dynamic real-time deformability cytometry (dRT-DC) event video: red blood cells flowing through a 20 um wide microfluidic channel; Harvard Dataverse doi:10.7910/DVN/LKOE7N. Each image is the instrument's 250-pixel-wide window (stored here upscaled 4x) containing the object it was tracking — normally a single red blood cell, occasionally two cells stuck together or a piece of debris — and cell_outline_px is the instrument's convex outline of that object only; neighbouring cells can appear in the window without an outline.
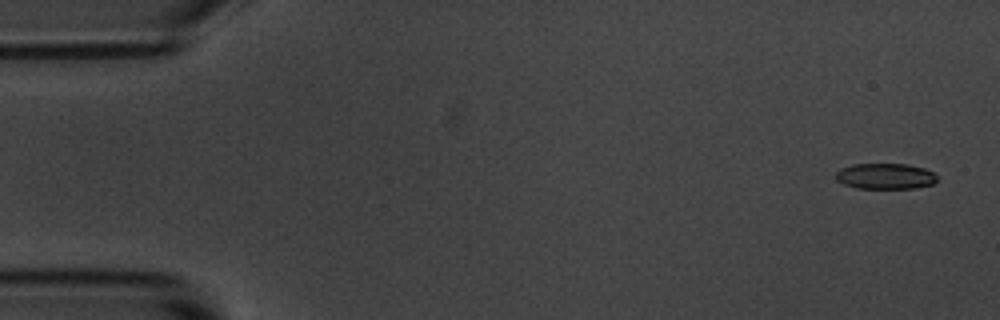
{"species": "common noctule bat (a hibernating species)", "species_latin": "Nyctalus noctula", "temperature_condition": "room temperature", "stored_images_in_passage": 4, "camera_frame_rate_fps": 3000, "um_per_image_px": 0.085, "animal": {"sex": "male", "body_mass_g": 20.1, "forearm_length_mm": 53.5}, "frame": {"image": 1, "passage_image": 1, "time_ms": 0.0, "image_size_px": [1000, 320], "cell_outline_px": [[936, 180], [932, 184], [916, 188], [856, 188], [844, 184], [836, 180], [836, 172], [840, 168], [852, 164], [908, 164], [924, 168], [932, 172], [936, 176]], "centroid_in_image_um": [75.22, 14.97], "position_along_channel_um": 9.8, "area_um2": 15.2}}
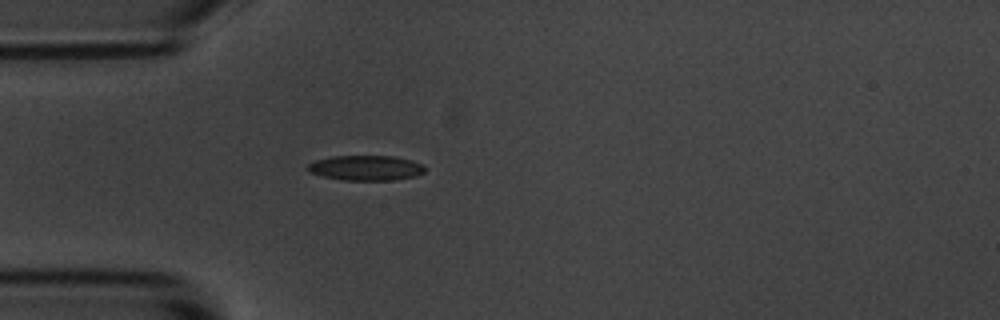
{"frame": {"image": 2, "passage_image": 4, "time_ms": 4.333, "image_size_px": [1000, 320], "cell_outline_px": [[424, 172], [416, 176], [396, 180], [344, 180], [324, 176], [308, 172], [304, 168], [308, 164], [316, 160], [332, 156], [396, 156], [412, 160], [424, 164]], "centroid_in_image_um": [31.11, 14.27], "position_along_channel_um": 53.9, "area_um2": 17.28}}